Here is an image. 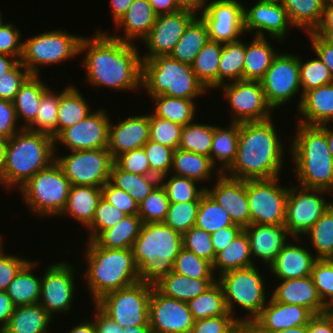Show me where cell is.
Returning a JSON list of instances; mask_svg holds the SVG:
<instances>
[{
	"instance_id": "cell-1",
	"label": "cell",
	"mask_w": 333,
	"mask_h": 333,
	"mask_svg": "<svg viewBox=\"0 0 333 333\" xmlns=\"http://www.w3.org/2000/svg\"><path fill=\"white\" fill-rule=\"evenodd\" d=\"M138 45L115 39L106 31L97 30L92 37L82 38L79 54L86 82L116 91H141L142 58Z\"/></svg>"
},
{
	"instance_id": "cell-2",
	"label": "cell",
	"mask_w": 333,
	"mask_h": 333,
	"mask_svg": "<svg viewBox=\"0 0 333 333\" xmlns=\"http://www.w3.org/2000/svg\"><path fill=\"white\" fill-rule=\"evenodd\" d=\"M275 126L272 118L240 123L237 155L224 174L241 180L280 177L286 150Z\"/></svg>"
},
{
	"instance_id": "cell-3",
	"label": "cell",
	"mask_w": 333,
	"mask_h": 333,
	"mask_svg": "<svg viewBox=\"0 0 333 333\" xmlns=\"http://www.w3.org/2000/svg\"><path fill=\"white\" fill-rule=\"evenodd\" d=\"M290 152L298 186L333 192V156L328 149L325 124H296Z\"/></svg>"
},
{
	"instance_id": "cell-4",
	"label": "cell",
	"mask_w": 333,
	"mask_h": 333,
	"mask_svg": "<svg viewBox=\"0 0 333 333\" xmlns=\"http://www.w3.org/2000/svg\"><path fill=\"white\" fill-rule=\"evenodd\" d=\"M54 161V138L23 128L6 140L2 185L8 191L19 189Z\"/></svg>"
},
{
	"instance_id": "cell-5",
	"label": "cell",
	"mask_w": 333,
	"mask_h": 333,
	"mask_svg": "<svg viewBox=\"0 0 333 333\" xmlns=\"http://www.w3.org/2000/svg\"><path fill=\"white\" fill-rule=\"evenodd\" d=\"M87 242L84 253L87 265L81 273L93 304L107 293L139 282L132 249L102 248L92 240Z\"/></svg>"
},
{
	"instance_id": "cell-6",
	"label": "cell",
	"mask_w": 333,
	"mask_h": 333,
	"mask_svg": "<svg viewBox=\"0 0 333 333\" xmlns=\"http://www.w3.org/2000/svg\"><path fill=\"white\" fill-rule=\"evenodd\" d=\"M182 248L181 233L164 223H143L131 248L139 281L154 285L167 276Z\"/></svg>"
},
{
	"instance_id": "cell-7",
	"label": "cell",
	"mask_w": 333,
	"mask_h": 333,
	"mask_svg": "<svg viewBox=\"0 0 333 333\" xmlns=\"http://www.w3.org/2000/svg\"><path fill=\"white\" fill-rule=\"evenodd\" d=\"M142 88L150 98L167 95L196 99L209 93L198 80L191 65L181 63L169 55L142 60Z\"/></svg>"
},
{
	"instance_id": "cell-8",
	"label": "cell",
	"mask_w": 333,
	"mask_h": 333,
	"mask_svg": "<svg viewBox=\"0 0 333 333\" xmlns=\"http://www.w3.org/2000/svg\"><path fill=\"white\" fill-rule=\"evenodd\" d=\"M259 269L254 265L248 268L231 270L217 277V282L221 285L224 293L228 312L243 326L251 324L271 297L266 292V279ZM236 308H240V310L242 308L245 315L236 317Z\"/></svg>"
},
{
	"instance_id": "cell-9",
	"label": "cell",
	"mask_w": 333,
	"mask_h": 333,
	"mask_svg": "<svg viewBox=\"0 0 333 333\" xmlns=\"http://www.w3.org/2000/svg\"><path fill=\"white\" fill-rule=\"evenodd\" d=\"M71 183L61 166L52 162L37 172L18 191L33 214L44 218L60 216L67 204Z\"/></svg>"
},
{
	"instance_id": "cell-10",
	"label": "cell",
	"mask_w": 333,
	"mask_h": 333,
	"mask_svg": "<svg viewBox=\"0 0 333 333\" xmlns=\"http://www.w3.org/2000/svg\"><path fill=\"white\" fill-rule=\"evenodd\" d=\"M83 35L51 30L23 41L20 62L31 75H41L42 66L62 63L79 55Z\"/></svg>"
},
{
	"instance_id": "cell-11",
	"label": "cell",
	"mask_w": 333,
	"mask_h": 333,
	"mask_svg": "<svg viewBox=\"0 0 333 333\" xmlns=\"http://www.w3.org/2000/svg\"><path fill=\"white\" fill-rule=\"evenodd\" d=\"M153 287L139 281L105 294L94 304L123 328L149 326V299Z\"/></svg>"
},
{
	"instance_id": "cell-12",
	"label": "cell",
	"mask_w": 333,
	"mask_h": 333,
	"mask_svg": "<svg viewBox=\"0 0 333 333\" xmlns=\"http://www.w3.org/2000/svg\"><path fill=\"white\" fill-rule=\"evenodd\" d=\"M280 181V177L247 180L250 224H285L289 187Z\"/></svg>"
},
{
	"instance_id": "cell-13",
	"label": "cell",
	"mask_w": 333,
	"mask_h": 333,
	"mask_svg": "<svg viewBox=\"0 0 333 333\" xmlns=\"http://www.w3.org/2000/svg\"><path fill=\"white\" fill-rule=\"evenodd\" d=\"M71 185L102 187L110 179L114 163L108 148L70 151L55 155Z\"/></svg>"
},
{
	"instance_id": "cell-14",
	"label": "cell",
	"mask_w": 333,
	"mask_h": 333,
	"mask_svg": "<svg viewBox=\"0 0 333 333\" xmlns=\"http://www.w3.org/2000/svg\"><path fill=\"white\" fill-rule=\"evenodd\" d=\"M267 103L273 110L283 107L300 94L297 100V109L302 100L300 77H299V55L280 53L274 57L270 67L260 80Z\"/></svg>"
},
{
	"instance_id": "cell-15",
	"label": "cell",
	"mask_w": 333,
	"mask_h": 333,
	"mask_svg": "<svg viewBox=\"0 0 333 333\" xmlns=\"http://www.w3.org/2000/svg\"><path fill=\"white\" fill-rule=\"evenodd\" d=\"M331 194L321 189H310L296 185L290 187L286 202L285 227L294 238H302L332 205L325 196Z\"/></svg>"
},
{
	"instance_id": "cell-16",
	"label": "cell",
	"mask_w": 333,
	"mask_h": 333,
	"mask_svg": "<svg viewBox=\"0 0 333 333\" xmlns=\"http://www.w3.org/2000/svg\"><path fill=\"white\" fill-rule=\"evenodd\" d=\"M228 101L230 122H260L273 118L262 85L257 80H238L219 87Z\"/></svg>"
},
{
	"instance_id": "cell-17",
	"label": "cell",
	"mask_w": 333,
	"mask_h": 333,
	"mask_svg": "<svg viewBox=\"0 0 333 333\" xmlns=\"http://www.w3.org/2000/svg\"><path fill=\"white\" fill-rule=\"evenodd\" d=\"M67 262H55L47 266L41 277L39 304L53 318L54 314L68 313L76 293L75 268Z\"/></svg>"
},
{
	"instance_id": "cell-18",
	"label": "cell",
	"mask_w": 333,
	"mask_h": 333,
	"mask_svg": "<svg viewBox=\"0 0 333 333\" xmlns=\"http://www.w3.org/2000/svg\"><path fill=\"white\" fill-rule=\"evenodd\" d=\"M243 8L241 0H209L199 14L206 24L209 40L222 44L240 40L245 35Z\"/></svg>"
},
{
	"instance_id": "cell-19",
	"label": "cell",
	"mask_w": 333,
	"mask_h": 333,
	"mask_svg": "<svg viewBox=\"0 0 333 333\" xmlns=\"http://www.w3.org/2000/svg\"><path fill=\"white\" fill-rule=\"evenodd\" d=\"M106 109L99 108L80 122L62 130L54 138L55 155L58 144H63L68 151L106 148L108 146V127L110 118Z\"/></svg>"
},
{
	"instance_id": "cell-20",
	"label": "cell",
	"mask_w": 333,
	"mask_h": 333,
	"mask_svg": "<svg viewBox=\"0 0 333 333\" xmlns=\"http://www.w3.org/2000/svg\"><path fill=\"white\" fill-rule=\"evenodd\" d=\"M197 15L188 9L157 15L155 24L142 40L147 49L146 54L141 57L142 60L170 55L189 23Z\"/></svg>"
},
{
	"instance_id": "cell-21",
	"label": "cell",
	"mask_w": 333,
	"mask_h": 333,
	"mask_svg": "<svg viewBox=\"0 0 333 333\" xmlns=\"http://www.w3.org/2000/svg\"><path fill=\"white\" fill-rule=\"evenodd\" d=\"M244 32L255 37H267L279 43L285 40L289 28L294 27L280 1H259L243 8ZM267 36H266V34Z\"/></svg>"
},
{
	"instance_id": "cell-22",
	"label": "cell",
	"mask_w": 333,
	"mask_h": 333,
	"mask_svg": "<svg viewBox=\"0 0 333 333\" xmlns=\"http://www.w3.org/2000/svg\"><path fill=\"white\" fill-rule=\"evenodd\" d=\"M194 319L186 302L169 298L154 287L149 299V326L152 333H190Z\"/></svg>"
},
{
	"instance_id": "cell-23",
	"label": "cell",
	"mask_w": 333,
	"mask_h": 333,
	"mask_svg": "<svg viewBox=\"0 0 333 333\" xmlns=\"http://www.w3.org/2000/svg\"><path fill=\"white\" fill-rule=\"evenodd\" d=\"M205 186V191L226 210L233 224L242 229L250 225V211L247 196V180L234 179L220 174L215 184Z\"/></svg>"
},
{
	"instance_id": "cell-24",
	"label": "cell",
	"mask_w": 333,
	"mask_h": 333,
	"mask_svg": "<svg viewBox=\"0 0 333 333\" xmlns=\"http://www.w3.org/2000/svg\"><path fill=\"white\" fill-rule=\"evenodd\" d=\"M314 315L305 307L275 301L272 297L248 326L255 333H274L308 324Z\"/></svg>"
},
{
	"instance_id": "cell-25",
	"label": "cell",
	"mask_w": 333,
	"mask_h": 333,
	"mask_svg": "<svg viewBox=\"0 0 333 333\" xmlns=\"http://www.w3.org/2000/svg\"><path fill=\"white\" fill-rule=\"evenodd\" d=\"M108 127V150L115 160L121 154L142 148L149 140V114L125 117Z\"/></svg>"
},
{
	"instance_id": "cell-26",
	"label": "cell",
	"mask_w": 333,
	"mask_h": 333,
	"mask_svg": "<svg viewBox=\"0 0 333 333\" xmlns=\"http://www.w3.org/2000/svg\"><path fill=\"white\" fill-rule=\"evenodd\" d=\"M243 230L249 240L253 262L256 258L261 262L259 264L268 268L292 238L285 225L250 224Z\"/></svg>"
},
{
	"instance_id": "cell-27",
	"label": "cell",
	"mask_w": 333,
	"mask_h": 333,
	"mask_svg": "<svg viewBox=\"0 0 333 333\" xmlns=\"http://www.w3.org/2000/svg\"><path fill=\"white\" fill-rule=\"evenodd\" d=\"M302 240L303 238L292 237L282 248L269 267L273 277L275 276L279 280H288L311 275L313 264L317 258L308 249V245L307 247L302 246L305 243H302Z\"/></svg>"
},
{
	"instance_id": "cell-28",
	"label": "cell",
	"mask_w": 333,
	"mask_h": 333,
	"mask_svg": "<svg viewBox=\"0 0 333 333\" xmlns=\"http://www.w3.org/2000/svg\"><path fill=\"white\" fill-rule=\"evenodd\" d=\"M280 281L270 295L275 301L303 306L313 315L326 313L327 308L318 295L311 275Z\"/></svg>"
},
{
	"instance_id": "cell-29",
	"label": "cell",
	"mask_w": 333,
	"mask_h": 333,
	"mask_svg": "<svg viewBox=\"0 0 333 333\" xmlns=\"http://www.w3.org/2000/svg\"><path fill=\"white\" fill-rule=\"evenodd\" d=\"M297 113L296 123L320 126L333 122V82L305 92Z\"/></svg>"
},
{
	"instance_id": "cell-30",
	"label": "cell",
	"mask_w": 333,
	"mask_h": 333,
	"mask_svg": "<svg viewBox=\"0 0 333 333\" xmlns=\"http://www.w3.org/2000/svg\"><path fill=\"white\" fill-rule=\"evenodd\" d=\"M157 14L153 11L148 0H134L123 15V17L114 25L117 30H123V36L119 34L111 35V37L128 42L143 40L153 25L155 24Z\"/></svg>"
},
{
	"instance_id": "cell-31",
	"label": "cell",
	"mask_w": 333,
	"mask_h": 333,
	"mask_svg": "<svg viewBox=\"0 0 333 333\" xmlns=\"http://www.w3.org/2000/svg\"><path fill=\"white\" fill-rule=\"evenodd\" d=\"M101 197V187L71 185L67 204L60 216H69L87 228L94 218Z\"/></svg>"
},
{
	"instance_id": "cell-32",
	"label": "cell",
	"mask_w": 333,
	"mask_h": 333,
	"mask_svg": "<svg viewBox=\"0 0 333 333\" xmlns=\"http://www.w3.org/2000/svg\"><path fill=\"white\" fill-rule=\"evenodd\" d=\"M170 173L195 180L198 184L202 182L206 184L212 177L214 178L213 175L218 177L221 174L210 157L179 148L174 150Z\"/></svg>"
},
{
	"instance_id": "cell-33",
	"label": "cell",
	"mask_w": 333,
	"mask_h": 333,
	"mask_svg": "<svg viewBox=\"0 0 333 333\" xmlns=\"http://www.w3.org/2000/svg\"><path fill=\"white\" fill-rule=\"evenodd\" d=\"M216 281L217 279L190 278L172 271L153 286L164 296L187 303L205 292Z\"/></svg>"
},
{
	"instance_id": "cell-34",
	"label": "cell",
	"mask_w": 333,
	"mask_h": 333,
	"mask_svg": "<svg viewBox=\"0 0 333 333\" xmlns=\"http://www.w3.org/2000/svg\"><path fill=\"white\" fill-rule=\"evenodd\" d=\"M49 88L40 75H30L20 86L13 104L18 122L24 121L21 125L23 128H27L35 120L42 95Z\"/></svg>"
},
{
	"instance_id": "cell-35",
	"label": "cell",
	"mask_w": 333,
	"mask_h": 333,
	"mask_svg": "<svg viewBox=\"0 0 333 333\" xmlns=\"http://www.w3.org/2000/svg\"><path fill=\"white\" fill-rule=\"evenodd\" d=\"M239 127L240 123L235 122H230L226 128L214 124L210 158L221 174H224L235 161Z\"/></svg>"
},
{
	"instance_id": "cell-36",
	"label": "cell",
	"mask_w": 333,
	"mask_h": 333,
	"mask_svg": "<svg viewBox=\"0 0 333 333\" xmlns=\"http://www.w3.org/2000/svg\"><path fill=\"white\" fill-rule=\"evenodd\" d=\"M41 261H28L9 284L6 292L15 307L39 303L41 277L33 271Z\"/></svg>"
},
{
	"instance_id": "cell-37",
	"label": "cell",
	"mask_w": 333,
	"mask_h": 333,
	"mask_svg": "<svg viewBox=\"0 0 333 333\" xmlns=\"http://www.w3.org/2000/svg\"><path fill=\"white\" fill-rule=\"evenodd\" d=\"M254 265L249 240L243 229L224 250L216 254L212 263L216 277L231 270L248 268Z\"/></svg>"
},
{
	"instance_id": "cell-38",
	"label": "cell",
	"mask_w": 333,
	"mask_h": 333,
	"mask_svg": "<svg viewBox=\"0 0 333 333\" xmlns=\"http://www.w3.org/2000/svg\"><path fill=\"white\" fill-rule=\"evenodd\" d=\"M52 320L39 303L18 306L3 329L7 333H49Z\"/></svg>"
},
{
	"instance_id": "cell-39",
	"label": "cell",
	"mask_w": 333,
	"mask_h": 333,
	"mask_svg": "<svg viewBox=\"0 0 333 333\" xmlns=\"http://www.w3.org/2000/svg\"><path fill=\"white\" fill-rule=\"evenodd\" d=\"M270 43L266 37L255 36L250 43H246L243 80L260 81L264 77L272 60L278 54V50Z\"/></svg>"
},
{
	"instance_id": "cell-40",
	"label": "cell",
	"mask_w": 333,
	"mask_h": 333,
	"mask_svg": "<svg viewBox=\"0 0 333 333\" xmlns=\"http://www.w3.org/2000/svg\"><path fill=\"white\" fill-rule=\"evenodd\" d=\"M75 85L68 84L60 91L57 114V135L64 129L85 119L92 111L89 101Z\"/></svg>"
},
{
	"instance_id": "cell-41",
	"label": "cell",
	"mask_w": 333,
	"mask_h": 333,
	"mask_svg": "<svg viewBox=\"0 0 333 333\" xmlns=\"http://www.w3.org/2000/svg\"><path fill=\"white\" fill-rule=\"evenodd\" d=\"M208 41L206 24L200 15H197L189 23L169 56L181 63L192 65L195 57Z\"/></svg>"
},
{
	"instance_id": "cell-42",
	"label": "cell",
	"mask_w": 333,
	"mask_h": 333,
	"mask_svg": "<svg viewBox=\"0 0 333 333\" xmlns=\"http://www.w3.org/2000/svg\"><path fill=\"white\" fill-rule=\"evenodd\" d=\"M142 224L138 215H127L115 226L102 231L93 242L102 248L131 249Z\"/></svg>"
},
{
	"instance_id": "cell-43",
	"label": "cell",
	"mask_w": 333,
	"mask_h": 333,
	"mask_svg": "<svg viewBox=\"0 0 333 333\" xmlns=\"http://www.w3.org/2000/svg\"><path fill=\"white\" fill-rule=\"evenodd\" d=\"M109 182L116 188L128 192L139 204L160 183V178L155 175H139L126 172L114 162Z\"/></svg>"
},
{
	"instance_id": "cell-44",
	"label": "cell",
	"mask_w": 333,
	"mask_h": 333,
	"mask_svg": "<svg viewBox=\"0 0 333 333\" xmlns=\"http://www.w3.org/2000/svg\"><path fill=\"white\" fill-rule=\"evenodd\" d=\"M151 98L155 103L152 110L155 116L170 120L181 126L194 121L197 112L195 99H183L167 95L152 96Z\"/></svg>"
},
{
	"instance_id": "cell-45",
	"label": "cell",
	"mask_w": 333,
	"mask_h": 333,
	"mask_svg": "<svg viewBox=\"0 0 333 333\" xmlns=\"http://www.w3.org/2000/svg\"><path fill=\"white\" fill-rule=\"evenodd\" d=\"M223 44L209 40L199 51L192 63V70L198 80L209 89H218V68Z\"/></svg>"
},
{
	"instance_id": "cell-46",
	"label": "cell",
	"mask_w": 333,
	"mask_h": 333,
	"mask_svg": "<svg viewBox=\"0 0 333 333\" xmlns=\"http://www.w3.org/2000/svg\"><path fill=\"white\" fill-rule=\"evenodd\" d=\"M291 24L297 29L313 32L319 25L326 0H281Z\"/></svg>"
},
{
	"instance_id": "cell-47",
	"label": "cell",
	"mask_w": 333,
	"mask_h": 333,
	"mask_svg": "<svg viewBox=\"0 0 333 333\" xmlns=\"http://www.w3.org/2000/svg\"><path fill=\"white\" fill-rule=\"evenodd\" d=\"M245 53L246 42L242 39L223 44L218 68V88L223 84L243 79Z\"/></svg>"
},
{
	"instance_id": "cell-48",
	"label": "cell",
	"mask_w": 333,
	"mask_h": 333,
	"mask_svg": "<svg viewBox=\"0 0 333 333\" xmlns=\"http://www.w3.org/2000/svg\"><path fill=\"white\" fill-rule=\"evenodd\" d=\"M187 305L194 321L220 315H232L226 308L224 293L217 281L205 292L190 299Z\"/></svg>"
},
{
	"instance_id": "cell-49",
	"label": "cell",
	"mask_w": 333,
	"mask_h": 333,
	"mask_svg": "<svg viewBox=\"0 0 333 333\" xmlns=\"http://www.w3.org/2000/svg\"><path fill=\"white\" fill-rule=\"evenodd\" d=\"M317 259H333V204L305 233Z\"/></svg>"
},
{
	"instance_id": "cell-50",
	"label": "cell",
	"mask_w": 333,
	"mask_h": 333,
	"mask_svg": "<svg viewBox=\"0 0 333 333\" xmlns=\"http://www.w3.org/2000/svg\"><path fill=\"white\" fill-rule=\"evenodd\" d=\"M195 226L211 234L224 227L238 225L233 224L228 212L205 191L200 197Z\"/></svg>"
},
{
	"instance_id": "cell-51",
	"label": "cell",
	"mask_w": 333,
	"mask_h": 333,
	"mask_svg": "<svg viewBox=\"0 0 333 333\" xmlns=\"http://www.w3.org/2000/svg\"><path fill=\"white\" fill-rule=\"evenodd\" d=\"M188 123L182 127L179 149L210 157L214 124Z\"/></svg>"
},
{
	"instance_id": "cell-52",
	"label": "cell",
	"mask_w": 333,
	"mask_h": 333,
	"mask_svg": "<svg viewBox=\"0 0 333 333\" xmlns=\"http://www.w3.org/2000/svg\"><path fill=\"white\" fill-rule=\"evenodd\" d=\"M60 92L48 89L43 95L37 109L35 120L26 128L30 131L57 136V114Z\"/></svg>"
},
{
	"instance_id": "cell-53",
	"label": "cell",
	"mask_w": 333,
	"mask_h": 333,
	"mask_svg": "<svg viewBox=\"0 0 333 333\" xmlns=\"http://www.w3.org/2000/svg\"><path fill=\"white\" fill-rule=\"evenodd\" d=\"M160 183L166 189L169 203L200 201L201 195L205 192V186L198 187L197 181L171 173L163 176Z\"/></svg>"
},
{
	"instance_id": "cell-54",
	"label": "cell",
	"mask_w": 333,
	"mask_h": 333,
	"mask_svg": "<svg viewBox=\"0 0 333 333\" xmlns=\"http://www.w3.org/2000/svg\"><path fill=\"white\" fill-rule=\"evenodd\" d=\"M173 271L190 278L217 279L212 263L182 248L173 264Z\"/></svg>"
},
{
	"instance_id": "cell-55",
	"label": "cell",
	"mask_w": 333,
	"mask_h": 333,
	"mask_svg": "<svg viewBox=\"0 0 333 333\" xmlns=\"http://www.w3.org/2000/svg\"><path fill=\"white\" fill-rule=\"evenodd\" d=\"M169 199L164 186L159 183L138 207L143 223H163L168 211Z\"/></svg>"
},
{
	"instance_id": "cell-56",
	"label": "cell",
	"mask_w": 333,
	"mask_h": 333,
	"mask_svg": "<svg viewBox=\"0 0 333 333\" xmlns=\"http://www.w3.org/2000/svg\"><path fill=\"white\" fill-rule=\"evenodd\" d=\"M299 77L302 96L311 89L333 82L329 69L317 55L316 58L307 61L299 56Z\"/></svg>"
},
{
	"instance_id": "cell-57",
	"label": "cell",
	"mask_w": 333,
	"mask_h": 333,
	"mask_svg": "<svg viewBox=\"0 0 333 333\" xmlns=\"http://www.w3.org/2000/svg\"><path fill=\"white\" fill-rule=\"evenodd\" d=\"M200 201L169 203L163 223L184 234L195 226Z\"/></svg>"
},
{
	"instance_id": "cell-58",
	"label": "cell",
	"mask_w": 333,
	"mask_h": 333,
	"mask_svg": "<svg viewBox=\"0 0 333 333\" xmlns=\"http://www.w3.org/2000/svg\"><path fill=\"white\" fill-rule=\"evenodd\" d=\"M182 127L170 120L159 118L152 112L149 114V139L174 150L179 148Z\"/></svg>"
},
{
	"instance_id": "cell-59",
	"label": "cell",
	"mask_w": 333,
	"mask_h": 333,
	"mask_svg": "<svg viewBox=\"0 0 333 333\" xmlns=\"http://www.w3.org/2000/svg\"><path fill=\"white\" fill-rule=\"evenodd\" d=\"M125 217L126 215L122 211H119L110 202L101 197L98 201L94 218L87 227L89 231L87 240L93 241L102 231L115 226Z\"/></svg>"
},
{
	"instance_id": "cell-60",
	"label": "cell",
	"mask_w": 333,
	"mask_h": 333,
	"mask_svg": "<svg viewBox=\"0 0 333 333\" xmlns=\"http://www.w3.org/2000/svg\"><path fill=\"white\" fill-rule=\"evenodd\" d=\"M311 277L327 308L333 303V259H317L313 264Z\"/></svg>"
},
{
	"instance_id": "cell-61",
	"label": "cell",
	"mask_w": 333,
	"mask_h": 333,
	"mask_svg": "<svg viewBox=\"0 0 333 333\" xmlns=\"http://www.w3.org/2000/svg\"><path fill=\"white\" fill-rule=\"evenodd\" d=\"M150 164L151 175L162 178L170 173L174 149L148 140L143 146Z\"/></svg>"
},
{
	"instance_id": "cell-62",
	"label": "cell",
	"mask_w": 333,
	"mask_h": 333,
	"mask_svg": "<svg viewBox=\"0 0 333 333\" xmlns=\"http://www.w3.org/2000/svg\"><path fill=\"white\" fill-rule=\"evenodd\" d=\"M182 243L186 250L213 263L216 255L210 233L194 226L182 234Z\"/></svg>"
},
{
	"instance_id": "cell-63",
	"label": "cell",
	"mask_w": 333,
	"mask_h": 333,
	"mask_svg": "<svg viewBox=\"0 0 333 333\" xmlns=\"http://www.w3.org/2000/svg\"><path fill=\"white\" fill-rule=\"evenodd\" d=\"M241 327L233 315H220L194 321L190 333H236Z\"/></svg>"
},
{
	"instance_id": "cell-64",
	"label": "cell",
	"mask_w": 333,
	"mask_h": 333,
	"mask_svg": "<svg viewBox=\"0 0 333 333\" xmlns=\"http://www.w3.org/2000/svg\"><path fill=\"white\" fill-rule=\"evenodd\" d=\"M30 75L19 61L10 71L0 77V99L13 102L20 86Z\"/></svg>"
},
{
	"instance_id": "cell-65",
	"label": "cell",
	"mask_w": 333,
	"mask_h": 333,
	"mask_svg": "<svg viewBox=\"0 0 333 333\" xmlns=\"http://www.w3.org/2000/svg\"><path fill=\"white\" fill-rule=\"evenodd\" d=\"M102 197L111 203L112 206L127 215H138L139 204L128 192L113 186L109 181L102 187Z\"/></svg>"
},
{
	"instance_id": "cell-66",
	"label": "cell",
	"mask_w": 333,
	"mask_h": 333,
	"mask_svg": "<svg viewBox=\"0 0 333 333\" xmlns=\"http://www.w3.org/2000/svg\"><path fill=\"white\" fill-rule=\"evenodd\" d=\"M114 162L126 172L151 175L150 164L143 147L121 154Z\"/></svg>"
},
{
	"instance_id": "cell-67",
	"label": "cell",
	"mask_w": 333,
	"mask_h": 333,
	"mask_svg": "<svg viewBox=\"0 0 333 333\" xmlns=\"http://www.w3.org/2000/svg\"><path fill=\"white\" fill-rule=\"evenodd\" d=\"M20 29L13 23H4L0 27V53L16 57L19 61L22 55Z\"/></svg>"
},
{
	"instance_id": "cell-68",
	"label": "cell",
	"mask_w": 333,
	"mask_h": 333,
	"mask_svg": "<svg viewBox=\"0 0 333 333\" xmlns=\"http://www.w3.org/2000/svg\"><path fill=\"white\" fill-rule=\"evenodd\" d=\"M29 261V258L7 254L5 250L0 254V291H6L9 284L19 270Z\"/></svg>"
},
{
	"instance_id": "cell-69",
	"label": "cell",
	"mask_w": 333,
	"mask_h": 333,
	"mask_svg": "<svg viewBox=\"0 0 333 333\" xmlns=\"http://www.w3.org/2000/svg\"><path fill=\"white\" fill-rule=\"evenodd\" d=\"M16 110L12 101L0 99V136L8 139L23 129L18 125Z\"/></svg>"
},
{
	"instance_id": "cell-70",
	"label": "cell",
	"mask_w": 333,
	"mask_h": 333,
	"mask_svg": "<svg viewBox=\"0 0 333 333\" xmlns=\"http://www.w3.org/2000/svg\"><path fill=\"white\" fill-rule=\"evenodd\" d=\"M311 42V48L315 51L317 57L324 63L329 69L333 78V47L327 44L321 37L315 35L313 32L306 33Z\"/></svg>"
},
{
	"instance_id": "cell-71",
	"label": "cell",
	"mask_w": 333,
	"mask_h": 333,
	"mask_svg": "<svg viewBox=\"0 0 333 333\" xmlns=\"http://www.w3.org/2000/svg\"><path fill=\"white\" fill-rule=\"evenodd\" d=\"M241 230L242 228L240 226H229L211 233L212 245L215 250V255L218 252L224 250Z\"/></svg>"
},
{
	"instance_id": "cell-72",
	"label": "cell",
	"mask_w": 333,
	"mask_h": 333,
	"mask_svg": "<svg viewBox=\"0 0 333 333\" xmlns=\"http://www.w3.org/2000/svg\"><path fill=\"white\" fill-rule=\"evenodd\" d=\"M94 306V333H123V327L105 315L95 304Z\"/></svg>"
},
{
	"instance_id": "cell-73",
	"label": "cell",
	"mask_w": 333,
	"mask_h": 333,
	"mask_svg": "<svg viewBox=\"0 0 333 333\" xmlns=\"http://www.w3.org/2000/svg\"><path fill=\"white\" fill-rule=\"evenodd\" d=\"M308 333H333V319L327 313L314 315L308 322Z\"/></svg>"
},
{
	"instance_id": "cell-74",
	"label": "cell",
	"mask_w": 333,
	"mask_h": 333,
	"mask_svg": "<svg viewBox=\"0 0 333 333\" xmlns=\"http://www.w3.org/2000/svg\"><path fill=\"white\" fill-rule=\"evenodd\" d=\"M313 33H333V5L326 0L319 25Z\"/></svg>"
},
{
	"instance_id": "cell-75",
	"label": "cell",
	"mask_w": 333,
	"mask_h": 333,
	"mask_svg": "<svg viewBox=\"0 0 333 333\" xmlns=\"http://www.w3.org/2000/svg\"><path fill=\"white\" fill-rule=\"evenodd\" d=\"M15 306L6 291H0V329L8 323Z\"/></svg>"
},
{
	"instance_id": "cell-76",
	"label": "cell",
	"mask_w": 333,
	"mask_h": 333,
	"mask_svg": "<svg viewBox=\"0 0 333 333\" xmlns=\"http://www.w3.org/2000/svg\"><path fill=\"white\" fill-rule=\"evenodd\" d=\"M153 11L159 14L174 13L182 8L174 0H148Z\"/></svg>"
},
{
	"instance_id": "cell-77",
	"label": "cell",
	"mask_w": 333,
	"mask_h": 333,
	"mask_svg": "<svg viewBox=\"0 0 333 333\" xmlns=\"http://www.w3.org/2000/svg\"><path fill=\"white\" fill-rule=\"evenodd\" d=\"M134 0H110L112 22L116 24L127 12Z\"/></svg>"
},
{
	"instance_id": "cell-78",
	"label": "cell",
	"mask_w": 333,
	"mask_h": 333,
	"mask_svg": "<svg viewBox=\"0 0 333 333\" xmlns=\"http://www.w3.org/2000/svg\"><path fill=\"white\" fill-rule=\"evenodd\" d=\"M182 9H188L191 11L201 12L208 3V0H174Z\"/></svg>"
},
{
	"instance_id": "cell-79",
	"label": "cell",
	"mask_w": 333,
	"mask_h": 333,
	"mask_svg": "<svg viewBox=\"0 0 333 333\" xmlns=\"http://www.w3.org/2000/svg\"><path fill=\"white\" fill-rule=\"evenodd\" d=\"M95 332V324L94 320H82L78 322L77 325L73 326L67 333H94Z\"/></svg>"
},
{
	"instance_id": "cell-80",
	"label": "cell",
	"mask_w": 333,
	"mask_h": 333,
	"mask_svg": "<svg viewBox=\"0 0 333 333\" xmlns=\"http://www.w3.org/2000/svg\"><path fill=\"white\" fill-rule=\"evenodd\" d=\"M18 62L16 57L0 53V77L10 71Z\"/></svg>"
}]
</instances>
